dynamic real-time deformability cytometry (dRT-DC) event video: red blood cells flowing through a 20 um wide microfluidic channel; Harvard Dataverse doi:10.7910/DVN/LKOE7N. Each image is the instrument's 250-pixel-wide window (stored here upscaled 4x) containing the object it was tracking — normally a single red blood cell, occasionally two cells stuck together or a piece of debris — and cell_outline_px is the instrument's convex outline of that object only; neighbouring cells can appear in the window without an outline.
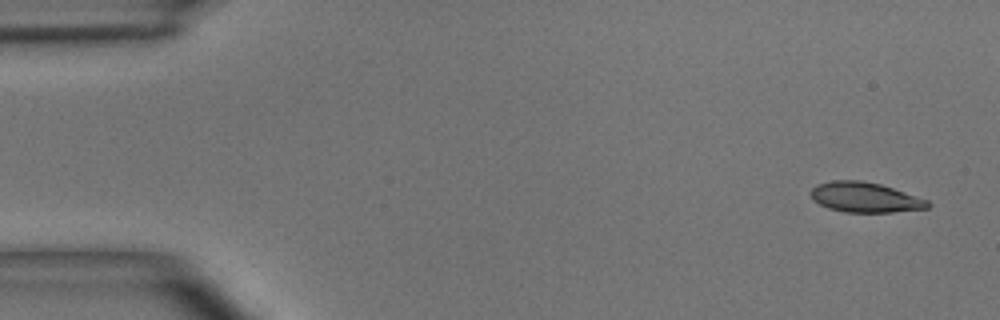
{"species": "common noctule bat (a hibernating species)", "species_latin": "Nyctalus noctula", "temperature_condition": "room temperature", "stored_images_in_passage": 4, "camera_frame_rate_fps": 3000, "um_per_image_px": 0.085, "animal": {"sex": "male", "body_mass_g": 15.6}, "frame": {"image": 1, "passage_image": 1, "time_ms": 0.0, "image_size_px": [1000, 320], "cell_outline_px": [[932, 204], [928, 208], [892, 212], [844, 212], [828, 208], [820, 204], [812, 196], [812, 188], [816, 184], [832, 180], [860, 180], [880, 184], [928, 200]], "centroid_in_image_um": [73.54, 16.77], "position_along_channel_um": 11.5, "area_um2": 20.29}}